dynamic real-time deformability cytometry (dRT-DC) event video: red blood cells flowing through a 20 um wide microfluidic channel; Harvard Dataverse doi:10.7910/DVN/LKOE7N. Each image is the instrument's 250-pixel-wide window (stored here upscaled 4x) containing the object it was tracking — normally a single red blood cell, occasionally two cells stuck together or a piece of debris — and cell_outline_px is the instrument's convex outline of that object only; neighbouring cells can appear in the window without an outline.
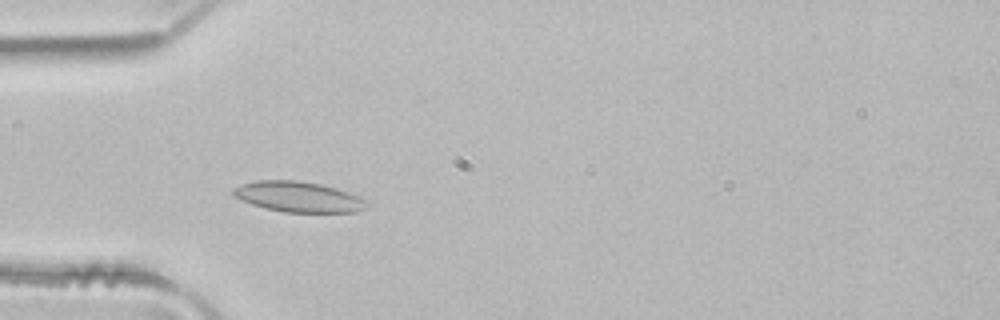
{"species": "common noctule bat (a hibernating species)", "species_latin": "Nyctalus noctula", "temperature_condition": "room temperature", "stored_images_in_passage": 4, "camera_frame_rate_fps": 3000, "um_per_image_px": 0.085, "animal": {"sex": "male", "body_mass_g": 21.5, "forearm_length_mm": 52.0}, "frame": {"image": 1, "passage_image": 3, "time_ms": 0.667, "image_size_px": [1000, 320], "cell_outline_px": [[368, 208], [356, 212], [284, 212], [264, 208], [240, 200], [232, 196], [232, 188], [256, 180], [296, 180], [320, 184], [360, 196], [368, 204]], "centroid_in_image_um": [25.34, 16.74], "position_along_channel_um": 59.7, "area_um2": 23.7}}
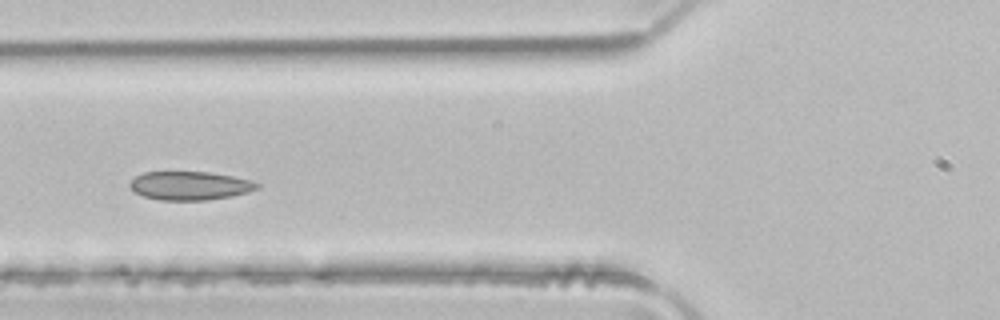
{"frame": {"image": 2, "passage_image": 4, "time_ms": 1.0, "image_size_px": [1000, 320], "cell_outline_px": [[260, 188], [248, 192], [232, 196], [208, 200], [160, 200], [144, 196], [136, 192], [128, 184], [136, 176], [144, 172], [208, 172], [232, 176], [252, 180], [260, 184]], "centroid_in_image_um": [16.18, 15.78], "position_along_channel_um": 109.6, "area_um2": 21.15}}